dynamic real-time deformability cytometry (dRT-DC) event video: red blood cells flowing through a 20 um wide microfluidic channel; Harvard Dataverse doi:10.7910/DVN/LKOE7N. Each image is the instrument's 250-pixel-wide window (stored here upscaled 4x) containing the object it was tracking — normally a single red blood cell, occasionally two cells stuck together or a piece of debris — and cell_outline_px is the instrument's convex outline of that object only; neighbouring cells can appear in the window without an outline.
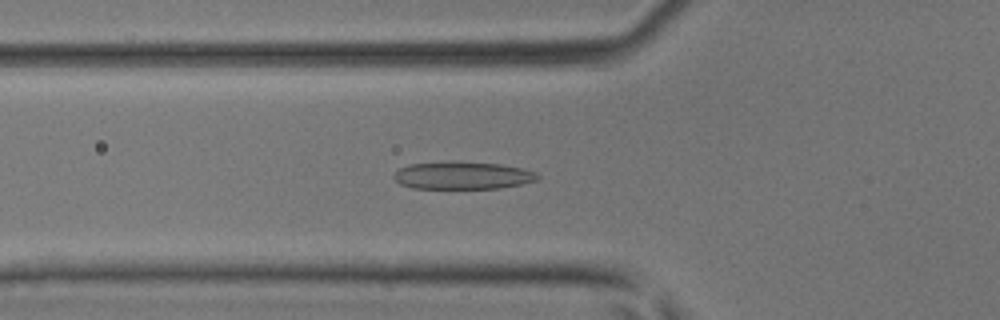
{"species": "common noctule bat (a hibernating species)", "species_latin": "Nyctalus noctula", "temperature_condition": "room temperature", "stored_images_in_passage": 43, "camera_frame_rate_fps": 3000, "um_per_image_px": 0.085, "animal": {"sex": "male", "body_mass_g": 17.9, "forearm_length_mm": 54.2}, "frame": {"image": 1, "passage_image": 13, "time_ms": 4.0, "image_size_px": [1000, 320], "cell_outline_px": [[540, 176], [536, 180], [520, 184], [500, 188], [412, 188], [400, 184], [392, 176], [400, 168], [408, 164], [500, 164], [524, 168], [536, 172]], "centroid_in_image_um": [39.35, 14.95], "position_along_channel_um": 86.4, "area_um2": 22.02}}
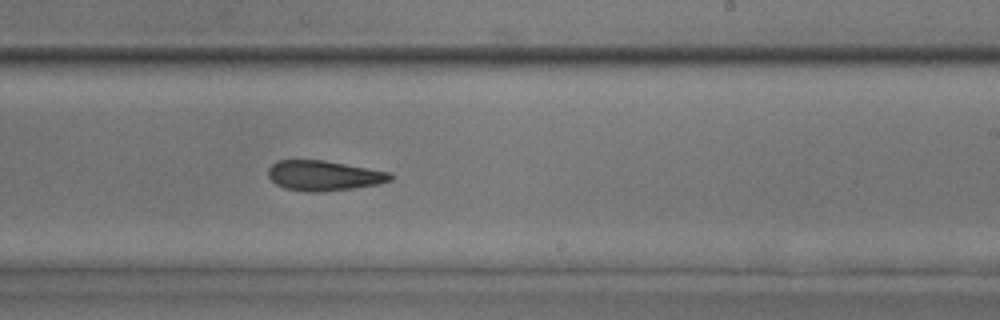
{"frame": {"image": 2, "passage_image": 25, "time_ms": 8.0, "image_size_px": [1000, 320], "cell_outline_px": [[392, 180], [376, 184], [352, 188], [320, 192], [304, 192], [284, 188], [276, 184], [268, 176], [268, 168], [276, 160], [324, 160], [392, 172]], "centroid_in_image_um": [27.5, 14.92], "position_along_channel_um": 261.5, "area_um2": 21.5}}
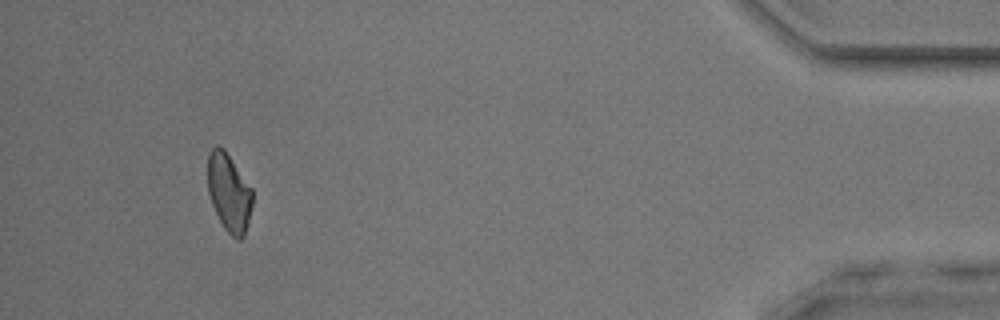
{"frame": {"image": 3, "passage_image": 40, "time_ms": 13.0, "image_size_px": [1000, 320], "cell_outline_px": [[252, 204], [248, 224], [244, 236], [240, 240], [236, 240], [224, 228], [212, 204], [208, 192], [208, 152], [216, 144], [220, 144], [224, 148], [252, 188]], "centroid_in_image_um": [19.46, 16.34], "position_along_channel_um": 415.7, "area_um2": 20.46}}